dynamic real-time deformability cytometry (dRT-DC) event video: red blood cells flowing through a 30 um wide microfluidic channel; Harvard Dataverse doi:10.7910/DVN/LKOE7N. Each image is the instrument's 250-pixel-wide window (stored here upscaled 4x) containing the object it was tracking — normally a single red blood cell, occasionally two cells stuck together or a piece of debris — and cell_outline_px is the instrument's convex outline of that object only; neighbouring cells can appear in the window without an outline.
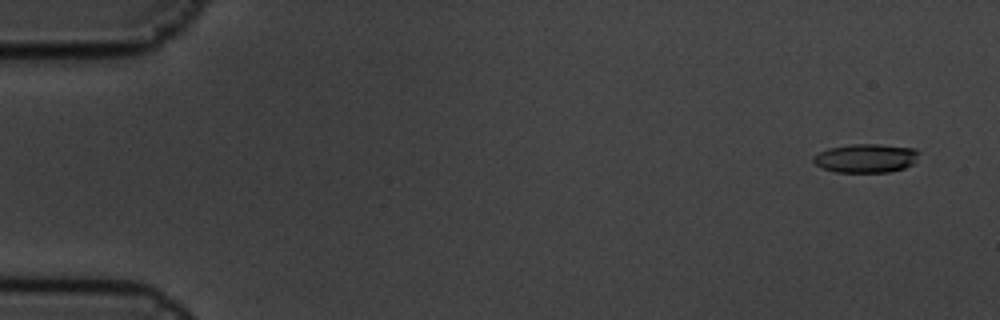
{"species": "common noctule bat (a hibernating species)", "species_latin": "Nyctalus noctula", "temperature_condition": "cold", "stored_images_in_passage": 6, "camera_frame_rate_fps": 3000, "um_per_image_px": 0.085, "animal": {"sex": "male", "body_mass_g": 19.5, "forearm_length_mm": 54.6}, "frame": {"image": 1, "passage_image": 2, "time_ms": 0.333, "image_size_px": [1000, 320], "cell_outline_px": [[920, 152], [916, 160], [912, 164], [904, 168], [888, 172], [836, 172], [820, 168], [812, 160], [812, 156], [828, 148], [852, 144], [880, 144], [916, 148]], "centroid_in_image_um": [73.6, 13.44], "position_along_channel_um": 11.4, "area_um2": 17.86}}
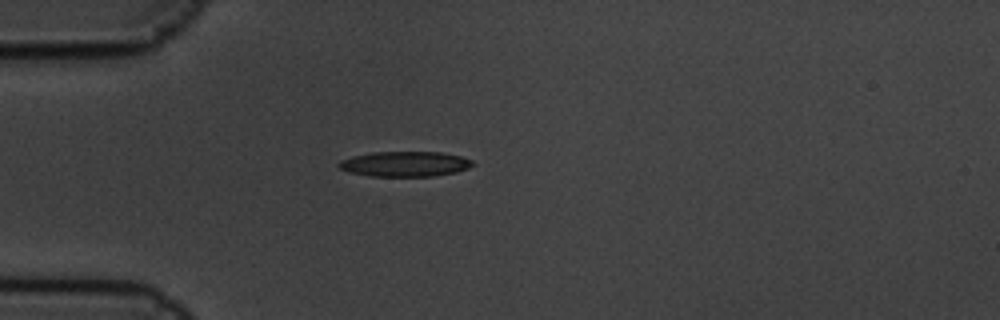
{"frame": {"image": 2, "passage_image": 6, "time_ms": 1.667, "image_size_px": [1000, 320], "cell_outline_px": [[476, 164], [468, 168], [456, 172], [432, 176], [368, 176], [348, 172], [340, 168], [336, 164], [340, 160], [352, 156], [372, 152], [440, 152], [460, 156], [472, 160]], "centroid_in_image_um": [34.4, 13.94], "position_along_channel_um": 50.6, "area_um2": 19.71}}